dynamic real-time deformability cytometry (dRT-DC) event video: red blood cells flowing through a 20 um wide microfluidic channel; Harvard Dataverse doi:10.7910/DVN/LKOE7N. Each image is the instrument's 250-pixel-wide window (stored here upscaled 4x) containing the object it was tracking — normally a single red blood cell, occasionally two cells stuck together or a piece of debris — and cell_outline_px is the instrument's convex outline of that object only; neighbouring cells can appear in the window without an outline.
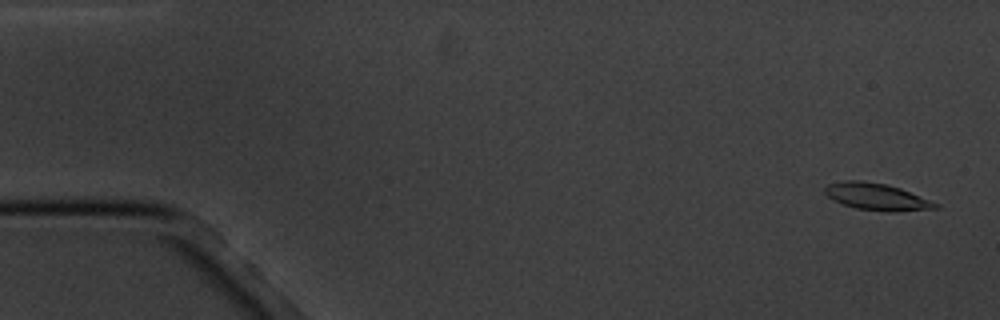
{"species": "common noctule bat (a hibernating species)", "species_latin": "Nyctalus noctula", "temperature_condition": "cold", "stored_images_in_passage": 5, "camera_frame_rate_fps": 3000, "um_per_image_px": 0.085, "animal": {"sex": "male", "body_mass_g": 20.1, "forearm_length_mm": 53.5}, "frame": {"image": 1, "passage_image": 1, "time_ms": 0.0, "image_size_px": [1000, 320], "cell_outline_px": [[940, 208], [896, 212], [884, 212], [856, 208], [840, 204], [828, 196], [824, 192], [824, 188], [828, 184], [844, 180], [860, 180], [884, 184], [900, 188], [940, 204]], "centroid_in_image_um": [74.52, 16.74], "position_along_channel_um": 10.5, "area_um2": 17.46}}
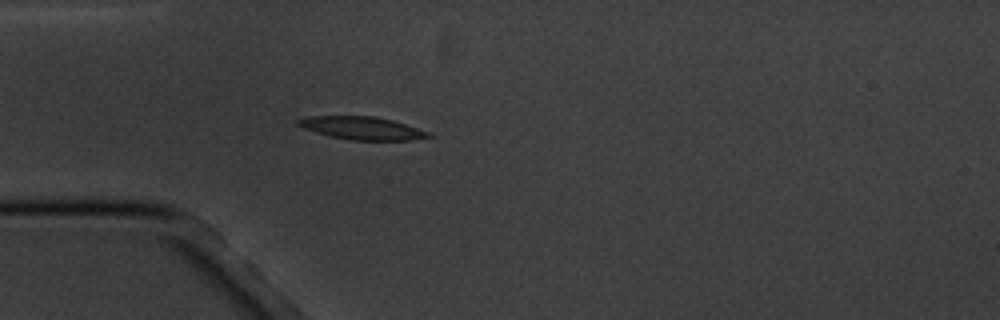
{"frame": {"image": 2, "passage_image": 5, "time_ms": 4.667, "image_size_px": [1000, 320], "cell_outline_px": [[432, 136], [412, 140], [352, 140], [332, 136], [316, 132], [304, 128], [296, 124], [296, 120], [308, 116], [376, 116], [392, 120], [428, 132]], "centroid_in_image_um": [30.74, 10.88], "position_along_channel_um": 54.3, "area_um2": 17.11}}